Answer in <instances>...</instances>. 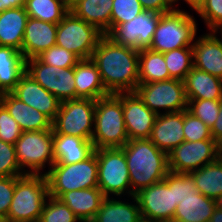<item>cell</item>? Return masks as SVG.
Listing matches in <instances>:
<instances>
[{
  "label": "cell",
  "mask_w": 222,
  "mask_h": 222,
  "mask_svg": "<svg viewBox=\"0 0 222 222\" xmlns=\"http://www.w3.org/2000/svg\"><path fill=\"white\" fill-rule=\"evenodd\" d=\"M76 99L90 98L97 100L110 93L105 89L95 62L89 59H80L74 67Z\"/></svg>",
  "instance_id": "cell-21"
},
{
  "label": "cell",
  "mask_w": 222,
  "mask_h": 222,
  "mask_svg": "<svg viewBox=\"0 0 222 222\" xmlns=\"http://www.w3.org/2000/svg\"><path fill=\"white\" fill-rule=\"evenodd\" d=\"M121 149L127 161L131 196L163 181L168 174V154L158 149L150 139L128 140Z\"/></svg>",
  "instance_id": "cell-2"
},
{
  "label": "cell",
  "mask_w": 222,
  "mask_h": 222,
  "mask_svg": "<svg viewBox=\"0 0 222 222\" xmlns=\"http://www.w3.org/2000/svg\"><path fill=\"white\" fill-rule=\"evenodd\" d=\"M57 24L29 17L22 43V54L27 60L39 56L56 45Z\"/></svg>",
  "instance_id": "cell-19"
},
{
  "label": "cell",
  "mask_w": 222,
  "mask_h": 222,
  "mask_svg": "<svg viewBox=\"0 0 222 222\" xmlns=\"http://www.w3.org/2000/svg\"><path fill=\"white\" fill-rule=\"evenodd\" d=\"M218 204L199 192L177 205L172 222H208Z\"/></svg>",
  "instance_id": "cell-30"
},
{
  "label": "cell",
  "mask_w": 222,
  "mask_h": 222,
  "mask_svg": "<svg viewBox=\"0 0 222 222\" xmlns=\"http://www.w3.org/2000/svg\"><path fill=\"white\" fill-rule=\"evenodd\" d=\"M166 67L172 79L183 81L193 68V47H182L163 53Z\"/></svg>",
  "instance_id": "cell-34"
},
{
  "label": "cell",
  "mask_w": 222,
  "mask_h": 222,
  "mask_svg": "<svg viewBox=\"0 0 222 222\" xmlns=\"http://www.w3.org/2000/svg\"><path fill=\"white\" fill-rule=\"evenodd\" d=\"M142 219L172 222L177 203L174 196V172L169 171L163 181L139 190L134 194Z\"/></svg>",
  "instance_id": "cell-11"
},
{
  "label": "cell",
  "mask_w": 222,
  "mask_h": 222,
  "mask_svg": "<svg viewBox=\"0 0 222 222\" xmlns=\"http://www.w3.org/2000/svg\"><path fill=\"white\" fill-rule=\"evenodd\" d=\"M128 140L123 117L122 92L97 99L91 138L94 149L121 148Z\"/></svg>",
  "instance_id": "cell-3"
},
{
  "label": "cell",
  "mask_w": 222,
  "mask_h": 222,
  "mask_svg": "<svg viewBox=\"0 0 222 222\" xmlns=\"http://www.w3.org/2000/svg\"><path fill=\"white\" fill-rule=\"evenodd\" d=\"M79 0H64L66 6L70 9L75 3H77Z\"/></svg>",
  "instance_id": "cell-51"
},
{
  "label": "cell",
  "mask_w": 222,
  "mask_h": 222,
  "mask_svg": "<svg viewBox=\"0 0 222 222\" xmlns=\"http://www.w3.org/2000/svg\"><path fill=\"white\" fill-rule=\"evenodd\" d=\"M49 197L45 174L16 176L7 222H38Z\"/></svg>",
  "instance_id": "cell-4"
},
{
  "label": "cell",
  "mask_w": 222,
  "mask_h": 222,
  "mask_svg": "<svg viewBox=\"0 0 222 222\" xmlns=\"http://www.w3.org/2000/svg\"><path fill=\"white\" fill-rule=\"evenodd\" d=\"M24 174L16 158L15 145L0 140V176L10 177Z\"/></svg>",
  "instance_id": "cell-39"
},
{
  "label": "cell",
  "mask_w": 222,
  "mask_h": 222,
  "mask_svg": "<svg viewBox=\"0 0 222 222\" xmlns=\"http://www.w3.org/2000/svg\"><path fill=\"white\" fill-rule=\"evenodd\" d=\"M139 222H158V221H148V220L141 219Z\"/></svg>",
  "instance_id": "cell-54"
},
{
  "label": "cell",
  "mask_w": 222,
  "mask_h": 222,
  "mask_svg": "<svg viewBox=\"0 0 222 222\" xmlns=\"http://www.w3.org/2000/svg\"><path fill=\"white\" fill-rule=\"evenodd\" d=\"M14 145L18 164L25 174H43L46 163L48 170L55 163L53 129L22 132Z\"/></svg>",
  "instance_id": "cell-7"
},
{
  "label": "cell",
  "mask_w": 222,
  "mask_h": 222,
  "mask_svg": "<svg viewBox=\"0 0 222 222\" xmlns=\"http://www.w3.org/2000/svg\"><path fill=\"white\" fill-rule=\"evenodd\" d=\"M213 139L222 147V98L220 99V110L218 117L211 128Z\"/></svg>",
  "instance_id": "cell-46"
},
{
  "label": "cell",
  "mask_w": 222,
  "mask_h": 222,
  "mask_svg": "<svg viewBox=\"0 0 222 222\" xmlns=\"http://www.w3.org/2000/svg\"><path fill=\"white\" fill-rule=\"evenodd\" d=\"M199 193L192 176L188 173L174 172V196L177 205L183 199Z\"/></svg>",
  "instance_id": "cell-42"
},
{
  "label": "cell",
  "mask_w": 222,
  "mask_h": 222,
  "mask_svg": "<svg viewBox=\"0 0 222 222\" xmlns=\"http://www.w3.org/2000/svg\"><path fill=\"white\" fill-rule=\"evenodd\" d=\"M122 108L129 140L149 139L157 114L135 92H122Z\"/></svg>",
  "instance_id": "cell-16"
},
{
  "label": "cell",
  "mask_w": 222,
  "mask_h": 222,
  "mask_svg": "<svg viewBox=\"0 0 222 222\" xmlns=\"http://www.w3.org/2000/svg\"><path fill=\"white\" fill-rule=\"evenodd\" d=\"M141 6L146 11L157 14L171 12L174 9L173 0H139Z\"/></svg>",
  "instance_id": "cell-45"
},
{
  "label": "cell",
  "mask_w": 222,
  "mask_h": 222,
  "mask_svg": "<svg viewBox=\"0 0 222 222\" xmlns=\"http://www.w3.org/2000/svg\"><path fill=\"white\" fill-rule=\"evenodd\" d=\"M172 79L166 67L163 53L149 48L139 50V83Z\"/></svg>",
  "instance_id": "cell-32"
},
{
  "label": "cell",
  "mask_w": 222,
  "mask_h": 222,
  "mask_svg": "<svg viewBox=\"0 0 222 222\" xmlns=\"http://www.w3.org/2000/svg\"><path fill=\"white\" fill-rule=\"evenodd\" d=\"M208 222H222V203L217 205Z\"/></svg>",
  "instance_id": "cell-49"
},
{
  "label": "cell",
  "mask_w": 222,
  "mask_h": 222,
  "mask_svg": "<svg viewBox=\"0 0 222 222\" xmlns=\"http://www.w3.org/2000/svg\"><path fill=\"white\" fill-rule=\"evenodd\" d=\"M209 32H211L215 37L216 39L220 42L221 46H222V24L214 27L213 29H211ZM221 32V38L219 35H216L217 33H220ZM219 36V38H218Z\"/></svg>",
  "instance_id": "cell-50"
},
{
  "label": "cell",
  "mask_w": 222,
  "mask_h": 222,
  "mask_svg": "<svg viewBox=\"0 0 222 222\" xmlns=\"http://www.w3.org/2000/svg\"><path fill=\"white\" fill-rule=\"evenodd\" d=\"M189 174L201 194L222 203V155Z\"/></svg>",
  "instance_id": "cell-31"
},
{
  "label": "cell",
  "mask_w": 222,
  "mask_h": 222,
  "mask_svg": "<svg viewBox=\"0 0 222 222\" xmlns=\"http://www.w3.org/2000/svg\"><path fill=\"white\" fill-rule=\"evenodd\" d=\"M16 176H0V213L7 217L15 190Z\"/></svg>",
  "instance_id": "cell-44"
},
{
  "label": "cell",
  "mask_w": 222,
  "mask_h": 222,
  "mask_svg": "<svg viewBox=\"0 0 222 222\" xmlns=\"http://www.w3.org/2000/svg\"><path fill=\"white\" fill-rule=\"evenodd\" d=\"M38 222H81L72 210L59 199L49 196Z\"/></svg>",
  "instance_id": "cell-36"
},
{
  "label": "cell",
  "mask_w": 222,
  "mask_h": 222,
  "mask_svg": "<svg viewBox=\"0 0 222 222\" xmlns=\"http://www.w3.org/2000/svg\"><path fill=\"white\" fill-rule=\"evenodd\" d=\"M26 73L60 102L76 99L74 67L51 66L34 57L26 60Z\"/></svg>",
  "instance_id": "cell-14"
},
{
  "label": "cell",
  "mask_w": 222,
  "mask_h": 222,
  "mask_svg": "<svg viewBox=\"0 0 222 222\" xmlns=\"http://www.w3.org/2000/svg\"><path fill=\"white\" fill-rule=\"evenodd\" d=\"M113 0H79L69 11L86 23L96 26L104 35L110 33Z\"/></svg>",
  "instance_id": "cell-28"
},
{
  "label": "cell",
  "mask_w": 222,
  "mask_h": 222,
  "mask_svg": "<svg viewBox=\"0 0 222 222\" xmlns=\"http://www.w3.org/2000/svg\"><path fill=\"white\" fill-rule=\"evenodd\" d=\"M53 147L54 164L77 163L94 152L91 140L63 134H53Z\"/></svg>",
  "instance_id": "cell-25"
},
{
  "label": "cell",
  "mask_w": 222,
  "mask_h": 222,
  "mask_svg": "<svg viewBox=\"0 0 222 222\" xmlns=\"http://www.w3.org/2000/svg\"><path fill=\"white\" fill-rule=\"evenodd\" d=\"M195 17L182 9H173L160 16L149 49L167 52L182 47H192L197 36Z\"/></svg>",
  "instance_id": "cell-5"
},
{
  "label": "cell",
  "mask_w": 222,
  "mask_h": 222,
  "mask_svg": "<svg viewBox=\"0 0 222 222\" xmlns=\"http://www.w3.org/2000/svg\"><path fill=\"white\" fill-rule=\"evenodd\" d=\"M183 132L185 141L214 140L211 129L187 110H184Z\"/></svg>",
  "instance_id": "cell-40"
},
{
  "label": "cell",
  "mask_w": 222,
  "mask_h": 222,
  "mask_svg": "<svg viewBox=\"0 0 222 222\" xmlns=\"http://www.w3.org/2000/svg\"><path fill=\"white\" fill-rule=\"evenodd\" d=\"M187 101V111L211 129L218 117L220 100L187 99Z\"/></svg>",
  "instance_id": "cell-37"
},
{
  "label": "cell",
  "mask_w": 222,
  "mask_h": 222,
  "mask_svg": "<svg viewBox=\"0 0 222 222\" xmlns=\"http://www.w3.org/2000/svg\"><path fill=\"white\" fill-rule=\"evenodd\" d=\"M28 19L25 7L7 9L0 13V46L12 47L22 52Z\"/></svg>",
  "instance_id": "cell-26"
},
{
  "label": "cell",
  "mask_w": 222,
  "mask_h": 222,
  "mask_svg": "<svg viewBox=\"0 0 222 222\" xmlns=\"http://www.w3.org/2000/svg\"><path fill=\"white\" fill-rule=\"evenodd\" d=\"M193 66L222 79V46L210 32L195 39Z\"/></svg>",
  "instance_id": "cell-20"
},
{
  "label": "cell",
  "mask_w": 222,
  "mask_h": 222,
  "mask_svg": "<svg viewBox=\"0 0 222 222\" xmlns=\"http://www.w3.org/2000/svg\"><path fill=\"white\" fill-rule=\"evenodd\" d=\"M26 72V59L12 47L0 46V90L11 93Z\"/></svg>",
  "instance_id": "cell-29"
},
{
  "label": "cell",
  "mask_w": 222,
  "mask_h": 222,
  "mask_svg": "<svg viewBox=\"0 0 222 222\" xmlns=\"http://www.w3.org/2000/svg\"><path fill=\"white\" fill-rule=\"evenodd\" d=\"M26 0H0V13L4 10L25 7Z\"/></svg>",
  "instance_id": "cell-47"
},
{
  "label": "cell",
  "mask_w": 222,
  "mask_h": 222,
  "mask_svg": "<svg viewBox=\"0 0 222 222\" xmlns=\"http://www.w3.org/2000/svg\"><path fill=\"white\" fill-rule=\"evenodd\" d=\"M144 9L139 0H113L110 32L117 26L137 17Z\"/></svg>",
  "instance_id": "cell-35"
},
{
  "label": "cell",
  "mask_w": 222,
  "mask_h": 222,
  "mask_svg": "<svg viewBox=\"0 0 222 222\" xmlns=\"http://www.w3.org/2000/svg\"><path fill=\"white\" fill-rule=\"evenodd\" d=\"M11 93L20 101L46 115L52 122L59 111L61 102L26 72Z\"/></svg>",
  "instance_id": "cell-17"
},
{
  "label": "cell",
  "mask_w": 222,
  "mask_h": 222,
  "mask_svg": "<svg viewBox=\"0 0 222 222\" xmlns=\"http://www.w3.org/2000/svg\"><path fill=\"white\" fill-rule=\"evenodd\" d=\"M98 163L94 151L83 161L72 164H53L43 174L48 183L49 196L59 198L63 193L98 187Z\"/></svg>",
  "instance_id": "cell-6"
},
{
  "label": "cell",
  "mask_w": 222,
  "mask_h": 222,
  "mask_svg": "<svg viewBox=\"0 0 222 222\" xmlns=\"http://www.w3.org/2000/svg\"><path fill=\"white\" fill-rule=\"evenodd\" d=\"M119 198L105 197L92 222H139L142 216L135 196L130 203Z\"/></svg>",
  "instance_id": "cell-27"
},
{
  "label": "cell",
  "mask_w": 222,
  "mask_h": 222,
  "mask_svg": "<svg viewBox=\"0 0 222 222\" xmlns=\"http://www.w3.org/2000/svg\"><path fill=\"white\" fill-rule=\"evenodd\" d=\"M197 14L203 19L210 31L222 24V0H205Z\"/></svg>",
  "instance_id": "cell-43"
},
{
  "label": "cell",
  "mask_w": 222,
  "mask_h": 222,
  "mask_svg": "<svg viewBox=\"0 0 222 222\" xmlns=\"http://www.w3.org/2000/svg\"><path fill=\"white\" fill-rule=\"evenodd\" d=\"M22 129L9 114L6 107L0 104V140L15 144L22 134Z\"/></svg>",
  "instance_id": "cell-41"
},
{
  "label": "cell",
  "mask_w": 222,
  "mask_h": 222,
  "mask_svg": "<svg viewBox=\"0 0 222 222\" xmlns=\"http://www.w3.org/2000/svg\"><path fill=\"white\" fill-rule=\"evenodd\" d=\"M183 127L184 110L158 114L149 139L158 149L168 154L185 141Z\"/></svg>",
  "instance_id": "cell-18"
},
{
  "label": "cell",
  "mask_w": 222,
  "mask_h": 222,
  "mask_svg": "<svg viewBox=\"0 0 222 222\" xmlns=\"http://www.w3.org/2000/svg\"><path fill=\"white\" fill-rule=\"evenodd\" d=\"M25 10L31 18L55 24L69 12L64 0H26Z\"/></svg>",
  "instance_id": "cell-33"
},
{
  "label": "cell",
  "mask_w": 222,
  "mask_h": 222,
  "mask_svg": "<svg viewBox=\"0 0 222 222\" xmlns=\"http://www.w3.org/2000/svg\"><path fill=\"white\" fill-rule=\"evenodd\" d=\"M103 36L104 33L96 26L69 11L57 24L56 45L74 53L79 59H89Z\"/></svg>",
  "instance_id": "cell-10"
},
{
  "label": "cell",
  "mask_w": 222,
  "mask_h": 222,
  "mask_svg": "<svg viewBox=\"0 0 222 222\" xmlns=\"http://www.w3.org/2000/svg\"><path fill=\"white\" fill-rule=\"evenodd\" d=\"M105 198L99 187L72 190L58 199L66 204L81 222L92 221Z\"/></svg>",
  "instance_id": "cell-23"
},
{
  "label": "cell",
  "mask_w": 222,
  "mask_h": 222,
  "mask_svg": "<svg viewBox=\"0 0 222 222\" xmlns=\"http://www.w3.org/2000/svg\"><path fill=\"white\" fill-rule=\"evenodd\" d=\"M180 0H173V6L174 9L178 8V4L176 5L175 3L179 2ZM188 4L191 9L195 10L196 13L200 10V8L203 6L205 0H183ZM176 5V7H175Z\"/></svg>",
  "instance_id": "cell-48"
},
{
  "label": "cell",
  "mask_w": 222,
  "mask_h": 222,
  "mask_svg": "<svg viewBox=\"0 0 222 222\" xmlns=\"http://www.w3.org/2000/svg\"><path fill=\"white\" fill-rule=\"evenodd\" d=\"M2 104L23 132L52 129V121L46 115L20 101L12 93L3 94Z\"/></svg>",
  "instance_id": "cell-22"
},
{
  "label": "cell",
  "mask_w": 222,
  "mask_h": 222,
  "mask_svg": "<svg viewBox=\"0 0 222 222\" xmlns=\"http://www.w3.org/2000/svg\"><path fill=\"white\" fill-rule=\"evenodd\" d=\"M98 163V187L105 197H131L130 176L121 148L94 149Z\"/></svg>",
  "instance_id": "cell-8"
},
{
  "label": "cell",
  "mask_w": 222,
  "mask_h": 222,
  "mask_svg": "<svg viewBox=\"0 0 222 222\" xmlns=\"http://www.w3.org/2000/svg\"><path fill=\"white\" fill-rule=\"evenodd\" d=\"M96 100L78 98L61 102L52 122L53 134L76 136L91 140L94 131Z\"/></svg>",
  "instance_id": "cell-9"
},
{
  "label": "cell",
  "mask_w": 222,
  "mask_h": 222,
  "mask_svg": "<svg viewBox=\"0 0 222 222\" xmlns=\"http://www.w3.org/2000/svg\"><path fill=\"white\" fill-rule=\"evenodd\" d=\"M142 102L157 115L187 110L184 83L178 79L139 83L134 91ZM164 109V111H160Z\"/></svg>",
  "instance_id": "cell-12"
},
{
  "label": "cell",
  "mask_w": 222,
  "mask_h": 222,
  "mask_svg": "<svg viewBox=\"0 0 222 222\" xmlns=\"http://www.w3.org/2000/svg\"><path fill=\"white\" fill-rule=\"evenodd\" d=\"M187 99L220 100L222 79L193 66L183 80Z\"/></svg>",
  "instance_id": "cell-24"
},
{
  "label": "cell",
  "mask_w": 222,
  "mask_h": 222,
  "mask_svg": "<svg viewBox=\"0 0 222 222\" xmlns=\"http://www.w3.org/2000/svg\"><path fill=\"white\" fill-rule=\"evenodd\" d=\"M161 15L144 10L131 21L115 27L107 36L117 44L138 50L148 48Z\"/></svg>",
  "instance_id": "cell-15"
},
{
  "label": "cell",
  "mask_w": 222,
  "mask_h": 222,
  "mask_svg": "<svg viewBox=\"0 0 222 222\" xmlns=\"http://www.w3.org/2000/svg\"><path fill=\"white\" fill-rule=\"evenodd\" d=\"M221 155L222 147L215 140L184 141L168 153L169 171L188 174Z\"/></svg>",
  "instance_id": "cell-13"
},
{
  "label": "cell",
  "mask_w": 222,
  "mask_h": 222,
  "mask_svg": "<svg viewBox=\"0 0 222 222\" xmlns=\"http://www.w3.org/2000/svg\"><path fill=\"white\" fill-rule=\"evenodd\" d=\"M91 59L97 65L105 89L110 94L134 92L139 85V50L115 43L104 35Z\"/></svg>",
  "instance_id": "cell-1"
},
{
  "label": "cell",
  "mask_w": 222,
  "mask_h": 222,
  "mask_svg": "<svg viewBox=\"0 0 222 222\" xmlns=\"http://www.w3.org/2000/svg\"><path fill=\"white\" fill-rule=\"evenodd\" d=\"M3 92L0 90V104L2 103Z\"/></svg>",
  "instance_id": "cell-53"
},
{
  "label": "cell",
  "mask_w": 222,
  "mask_h": 222,
  "mask_svg": "<svg viewBox=\"0 0 222 222\" xmlns=\"http://www.w3.org/2000/svg\"><path fill=\"white\" fill-rule=\"evenodd\" d=\"M37 58L45 64L60 68L75 67L80 60L74 53L58 45L43 51Z\"/></svg>",
  "instance_id": "cell-38"
},
{
  "label": "cell",
  "mask_w": 222,
  "mask_h": 222,
  "mask_svg": "<svg viewBox=\"0 0 222 222\" xmlns=\"http://www.w3.org/2000/svg\"><path fill=\"white\" fill-rule=\"evenodd\" d=\"M0 222H7L6 216L0 213Z\"/></svg>",
  "instance_id": "cell-52"
}]
</instances>
